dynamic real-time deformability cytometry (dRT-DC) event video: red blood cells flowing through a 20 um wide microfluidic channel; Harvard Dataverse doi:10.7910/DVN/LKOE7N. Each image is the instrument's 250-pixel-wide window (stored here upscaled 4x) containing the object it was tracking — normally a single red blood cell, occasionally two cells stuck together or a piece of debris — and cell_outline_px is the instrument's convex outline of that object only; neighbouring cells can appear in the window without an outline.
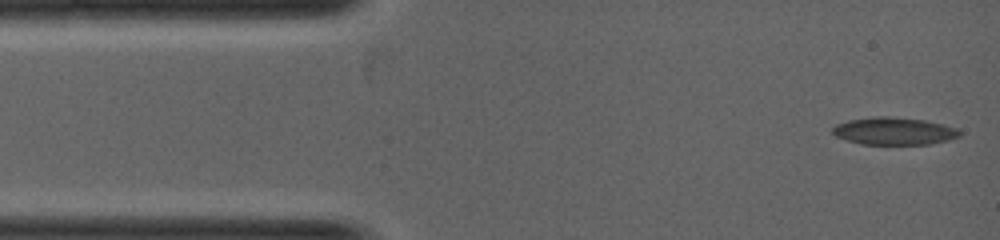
{"species": "common noctule bat (a hibernating species)", "species_latin": "Nyctalus noctula", "temperature_condition": "warm", "stored_images_in_passage": 17, "camera_frame_rate_fps": 5000, "um_per_image_px": 0.085, "animal": {"sex": "female", "body_mass_g": 19.0, "forearm_length_mm": 53.3}, "frame": {"image": 1, "passage_image": 1, "time_ms": 0.0, "image_size_px": [1000, 240], "cell_outline_px": [[960, 136], [948, 140], [928, 144], [860, 144], [836, 136], [832, 132], [832, 128], [836, 124], [848, 120], [876, 116], [888, 116], [924, 120], [944, 124], [956, 128], [960, 132]], "centroid_in_image_um": [75.98, 11.13], "position_along_channel_um": 9.0, "area_um2": 20.23}}
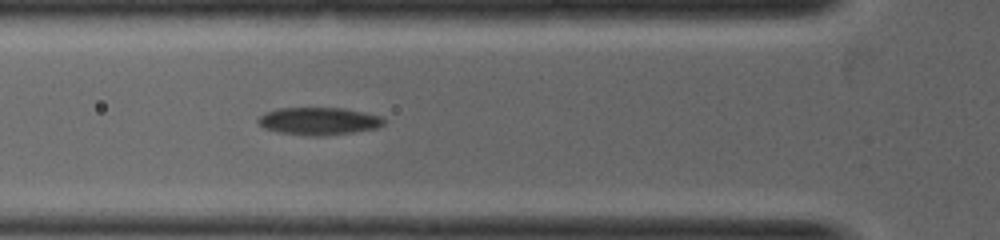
{"frame": {"image": 2, "passage_image": 10, "time_ms": 2.0, "image_size_px": [1000, 240], "cell_outline_px": [[384, 124], [376, 128], [352, 132], [320, 136], [316, 136], [276, 132], [264, 128], [256, 120], [264, 112], [280, 108], [344, 108], [364, 112], [380, 116], [384, 120]], "centroid_in_image_um": [27.07, 10.29], "position_along_channel_um": 98.7, "area_um2": 20.06}}
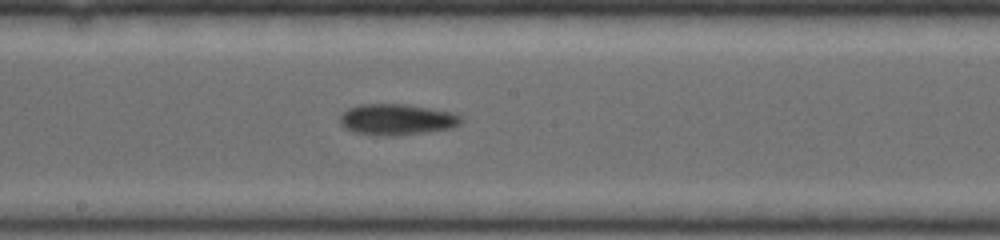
{"frame": {"image": 3, "passage_image": 17, "time_ms": 3.4, "image_size_px": [1000, 240], "cell_outline_px": [[464, 120], [460, 124], [452, 128], [396, 136], [388, 136], [352, 132], [344, 128], [340, 124], [340, 116], [348, 108], [360, 104], [408, 104], [452, 112], [464, 116]], "centroid_in_image_um": [33.75, 10.15], "position_along_channel_um": 214.4, "area_um2": 22.14}}